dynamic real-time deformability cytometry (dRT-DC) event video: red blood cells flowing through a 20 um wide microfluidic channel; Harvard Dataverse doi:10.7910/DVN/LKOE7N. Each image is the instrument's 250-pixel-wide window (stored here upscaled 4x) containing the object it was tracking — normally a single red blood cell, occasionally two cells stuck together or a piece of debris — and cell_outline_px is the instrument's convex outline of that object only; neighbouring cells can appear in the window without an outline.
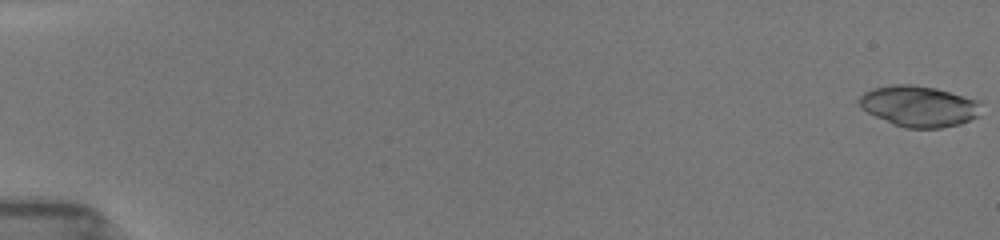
{"species": "common noctule bat (a hibernating species)", "species_latin": "Nyctalus noctula", "temperature_condition": "room temperature", "stored_images_in_passage": 44, "camera_frame_rate_fps": 3000, "um_per_image_px": 0.085, "animal": {"sex": "female", "body_mass_g": 19.5, "forearm_length_mm": 54.1}, "frame": {"image": 1, "passage_image": 1, "time_ms": 0.0, "image_size_px": [1000, 240], "cell_outline_px": [[980, 104], [976, 116], [960, 124], [940, 128], [904, 128], [892, 124], [860, 108], [856, 100], [864, 92], [872, 88], [892, 84], [912, 84], [936, 88], [980, 100]], "centroid_in_image_um": [78.05, 9.01], "position_along_channel_um": 6.9, "area_um2": 29.19}}
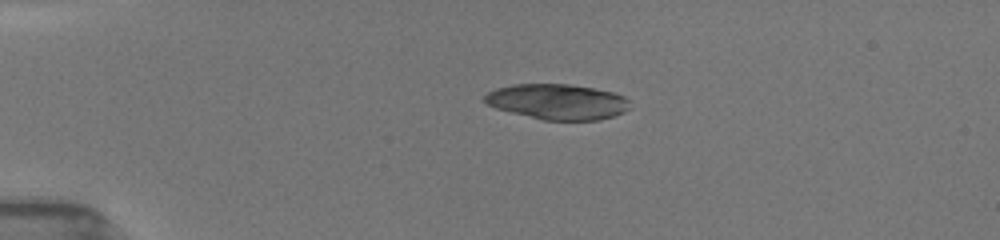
{"frame": {"image": 2, "passage_image": 15, "time_ms": 4.0, "image_size_px": [1000, 240], "cell_outline_px": [[632, 108], [624, 112], [600, 120], [544, 120], [496, 108], [488, 104], [484, 100], [484, 96], [488, 92], [496, 88], [512, 84], [568, 84], [592, 88], [612, 92], [624, 96], [628, 100]], "centroid_in_image_um": [47.41, 8.64], "position_along_channel_um": 37.6, "area_um2": 29.88}}
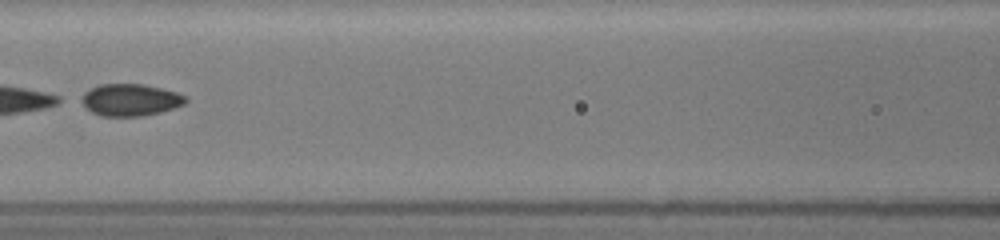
{"frame": {"image": 3, "passage_image": 22, "time_ms": 8.333, "image_size_px": [1000, 240], "cell_outline_px": [[188, 100], [184, 104], [160, 112], [140, 116], [100, 116], [84, 108], [76, 100], [76, 96], [100, 84], [144, 84], [176, 92], [184, 96]], "centroid_in_image_um": [10.96, 8.49], "position_along_channel_um": 155.6, "area_um2": 19.71}, "authors_computed_cell_mechanics": {"area_um2": 29.2468, "velocity_mm_per_s": 3.9672, "shape_relaxation_time_tau1_ms": 0.8932, "shape_relaxation_time_tau2_ms": 4.0566, "deformation_change_tau1": 0.2891, "deformation_change_tau2": 0.0728}}